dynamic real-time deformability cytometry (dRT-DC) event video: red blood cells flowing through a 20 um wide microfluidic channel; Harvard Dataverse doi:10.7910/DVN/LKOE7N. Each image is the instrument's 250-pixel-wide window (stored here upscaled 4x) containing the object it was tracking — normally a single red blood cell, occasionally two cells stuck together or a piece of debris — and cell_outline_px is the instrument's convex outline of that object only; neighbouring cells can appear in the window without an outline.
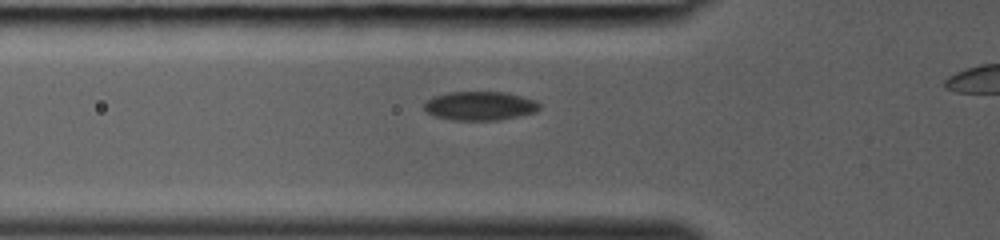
{"species": "common noctule bat (a hibernating species)", "species_latin": "Nyctalus noctula", "temperature_condition": "room temperature", "stored_images_in_passage": 14, "camera_frame_rate_fps": 3000, "um_per_image_px": 0.085, "animal": {"sex": "female", "body_mass_g": 19.0, "forearm_length_mm": 53.3}, "frame": {"image": 1, "passage_image": 5, "time_ms": 1.333, "image_size_px": [1000, 240], "cell_outline_px": [[540, 108], [536, 112], [500, 120], [452, 120], [432, 116], [424, 108], [424, 104], [432, 96], [448, 92], [504, 92], [536, 100], [540, 104]], "centroid_in_image_um": [40.78, 9.0], "position_along_channel_um": 85.0, "area_um2": 19.48}}
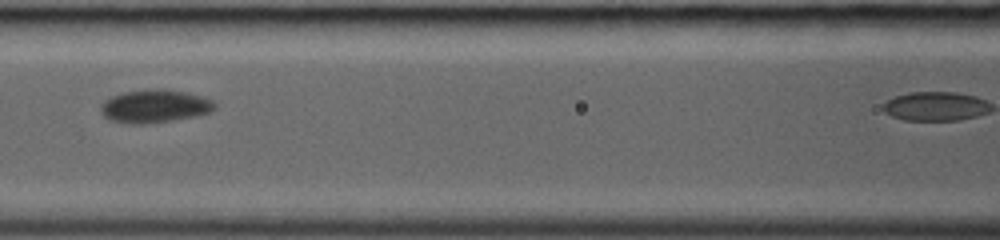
{"frame": {"image": 2, "passage_image": 9, "time_ms": 2.667, "image_size_px": [1000, 240], "cell_outline_px": [[216, 108], [208, 112], [196, 116], [172, 120], [140, 124], [128, 124], [108, 120], [100, 112], [100, 104], [104, 100], [112, 96], [124, 92], [160, 88], [164, 88], [184, 92], [200, 96], [212, 100], [216, 104]], "centroid_in_image_um": [13.1, 9.03], "position_along_channel_um": 153.5, "area_um2": 21.96}}
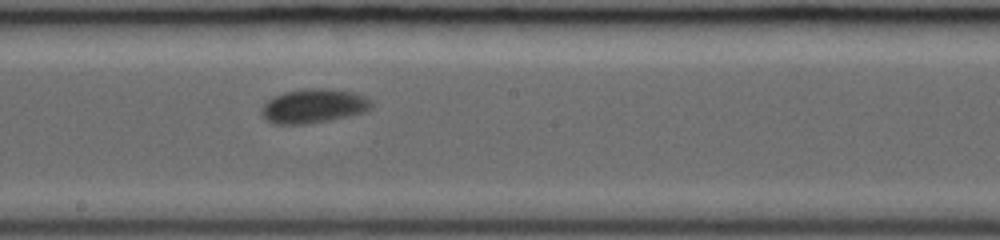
{"frame": {"image": 3, "passage_image": 13, "time_ms": 4.0, "image_size_px": [1000, 240], "cell_outline_px": [[372, 108], [364, 112], [348, 116], [328, 120], [304, 124], [272, 124], [264, 120], [260, 112], [260, 108], [272, 96], [284, 92], [312, 88], [324, 88], [352, 92], [364, 96], [372, 100]], "centroid_in_image_um": [26.61, 9.02], "position_along_channel_um": 221.6, "area_um2": 21.96}}